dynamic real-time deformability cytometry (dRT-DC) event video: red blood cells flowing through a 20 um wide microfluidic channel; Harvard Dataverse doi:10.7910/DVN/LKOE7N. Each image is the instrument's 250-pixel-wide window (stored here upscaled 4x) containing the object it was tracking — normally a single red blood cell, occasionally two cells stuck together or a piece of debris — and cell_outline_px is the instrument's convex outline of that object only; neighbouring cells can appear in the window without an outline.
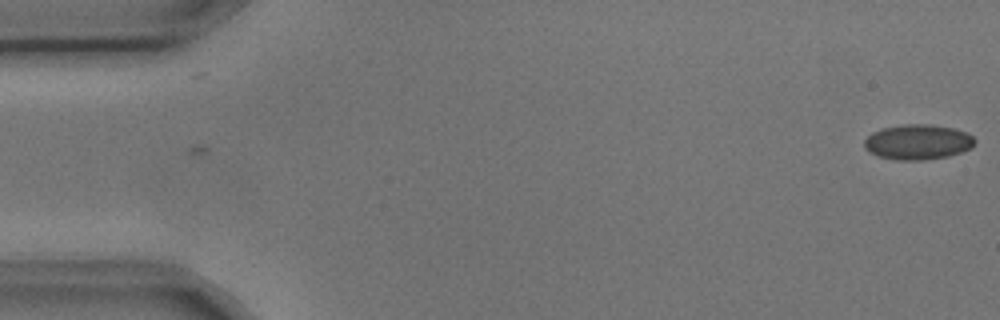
{"species": "common noctule bat (a hibernating species)", "species_latin": "Nyctalus noctula", "temperature_condition": "cold", "stored_images_in_passage": 2, "camera_frame_rate_fps": 3000, "um_per_image_px": 0.085, "animal": {"sex": "male", "body_mass_g": 17.9, "forearm_length_mm": 54.2}, "frame": {"image": 1, "passage_image": 2, "time_ms": 0.333, "image_size_px": [1000, 320], "cell_outline_px": [[976, 140], [972, 148], [948, 156], [920, 160], [896, 160], [880, 156], [864, 148], [864, 140], [872, 132], [880, 128], [904, 124], [932, 124], [952, 128], [964, 132], [972, 136]], "centroid_in_image_um": [78.01, 12.06], "position_along_channel_um": 7.0, "area_um2": 22.54}}